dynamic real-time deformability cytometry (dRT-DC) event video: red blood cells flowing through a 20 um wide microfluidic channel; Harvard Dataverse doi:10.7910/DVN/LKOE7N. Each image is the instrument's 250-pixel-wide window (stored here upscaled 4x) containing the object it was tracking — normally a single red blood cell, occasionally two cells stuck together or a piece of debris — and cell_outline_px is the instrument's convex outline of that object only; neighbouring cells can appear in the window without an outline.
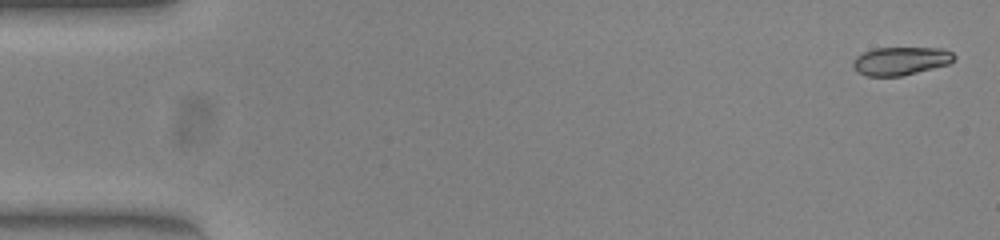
{"species": "common noctule bat (a hibernating species)", "species_latin": "Nyctalus noctula", "temperature_condition": "warm", "stored_images_in_passage": 54, "camera_frame_rate_fps": 3000, "um_per_image_px": 0.085, "animal": {"sex": "female", "body_mass_g": 23.0, "forearm_length_mm": 53.4}, "frame": {"image": 1, "passage_image": 2, "time_ms": 0.333, "image_size_px": [1000, 240], "cell_outline_px": [[956, 56], [948, 64], [900, 76], [868, 76], [856, 72], [852, 68], [852, 60], [856, 56], [864, 52], [876, 48], [944, 48], [952, 52]], "centroid_in_image_um": [76.51, 5.18], "position_along_channel_um": 8.5, "area_um2": 16.59}}
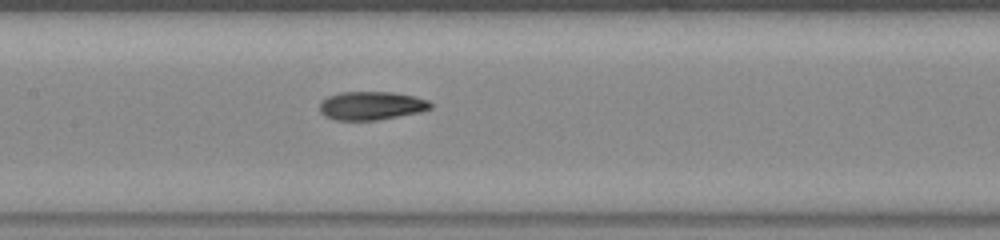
{"frame": {"image": 2, "passage_image": 26, "time_ms": 8.333, "image_size_px": [1000, 240], "cell_outline_px": [[432, 108], [420, 112], [376, 120], [336, 120], [324, 116], [320, 112], [320, 104], [328, 96], [340, 92], [392, 92], [412, 96], [428, 100], [432, 104]], "centroid_in_image_um": [31.56, 8.98], "position_along_channel_um": 175.8, "area_um2": 18.26}}
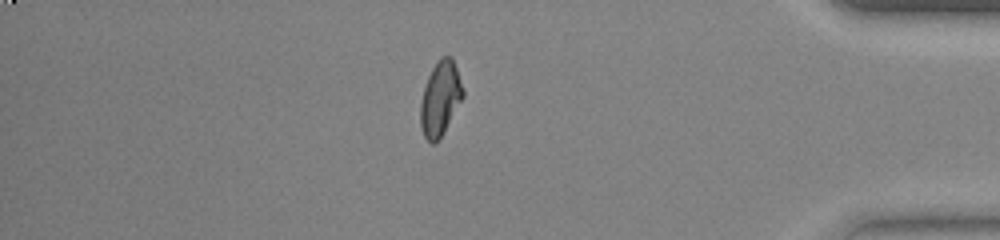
{"frame": {"image": 3, "passage_image": 46, "time_ms": 15.0, "image_size_px": [1000, 240], "cell_outline_px": [[464, 96], [440, 136], [432, 144], [424, 136], [420, 124], [420, 104], [424, 88], [428, 76], [432, 68], [440, 56], [452, 56], [464, 92]], "centroid_in_image_um": [37.41, 8.32], "position_along_channel_um": 397.8, "area_um2": 17.98}}